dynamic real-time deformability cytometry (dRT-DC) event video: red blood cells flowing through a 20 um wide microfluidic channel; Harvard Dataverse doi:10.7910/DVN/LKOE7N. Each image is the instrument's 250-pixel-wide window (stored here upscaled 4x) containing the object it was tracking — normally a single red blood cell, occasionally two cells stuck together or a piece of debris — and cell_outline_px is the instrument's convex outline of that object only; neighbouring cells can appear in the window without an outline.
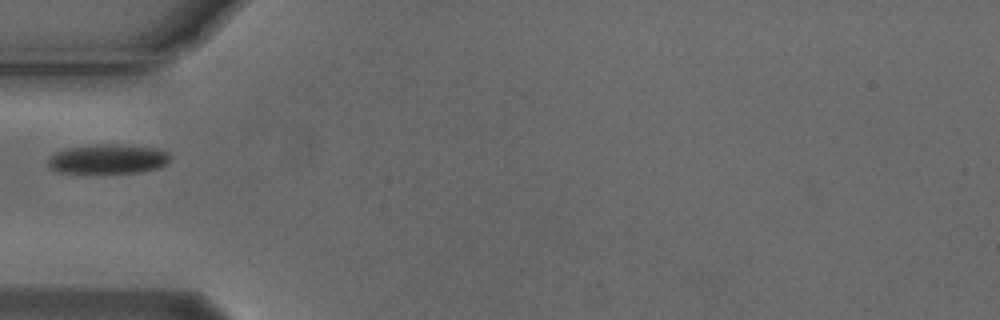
{"species": "Egyptian fruit bat (a non-hibernating species)", "species_latin": "Rousettus aegyptiacus", "temperature_condition": "cold", "stored_images_in_passage": 2, "camera_frame_rate_fps": 3000, "um_per_image_px": 0.085, "animal": {"sex": "male"}, "frame": {"image": 1, "passage_image": 1, "time_ms": 0.0, "image_size_px": [1000, 320], "cell_outline_px": [[168, 160], [160, 168], [140, 172], [96, 176], [56, 172], [48, 168], [48, 160], [56, 152], [68, 148], [96, 144], [116, 144], [156, 148], [168, 152]], "centroid_in_image_um": [9.11, 13.58], "position_along_channel_um": 75.9, "area_um2": 21.91}}
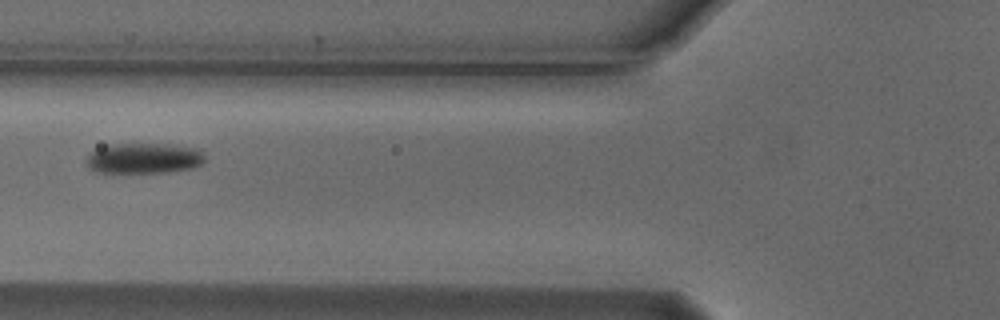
{"frame": {"image": 2, "passage_image": 2, "time_ms": 0.333, "image_size_px": [1000, 320], "cell_outline_px": [[204, 160], [200, 164], [192, 168], [168, 172], [96, 172], [88, 168], [84, 164], [84, 160], [92, 152], [108, 144], [164, 144], [200, 148], [204, 156]], "centroid_in_image_um": [12.21, 13.45], "position_along_channel_um": 113.6, "area_um2": 21.1}}